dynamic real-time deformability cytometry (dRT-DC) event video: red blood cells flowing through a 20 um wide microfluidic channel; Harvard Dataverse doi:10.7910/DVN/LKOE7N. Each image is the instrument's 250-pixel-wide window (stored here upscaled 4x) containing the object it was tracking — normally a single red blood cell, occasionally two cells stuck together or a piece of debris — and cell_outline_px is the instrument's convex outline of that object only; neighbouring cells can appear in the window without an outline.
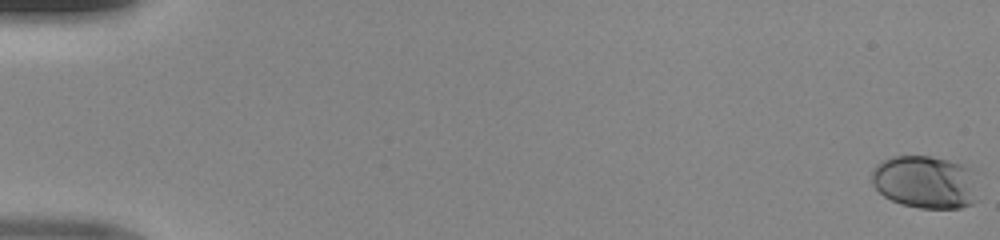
{"species": "human", "species_latin": "Homo sapiens", "temperature_condition": "room temperature", "stored_images_in_passage": 50, "camera_frame_rate_fps": 3000, "um_per_image_px": 0.085, "donor": {"sex": "male"}, "frame": {"image": 1, "passage_image": 1, "time_ms": 0.0, "image_size_px": [1000, 240], "cell_outline_px": [[976, 200], [972, 204], [960, 208], [920, 208], [900, 204], [884, 196], [872, 184], [872, 172], [876, 164], [892, 156], [932, 156], [948, 160], [960, 164], [968, 168]], "centroid_in_image_um": [78.56, 15.48], "position_along_channel_um": 6.4, "area_um2": 32.19}}
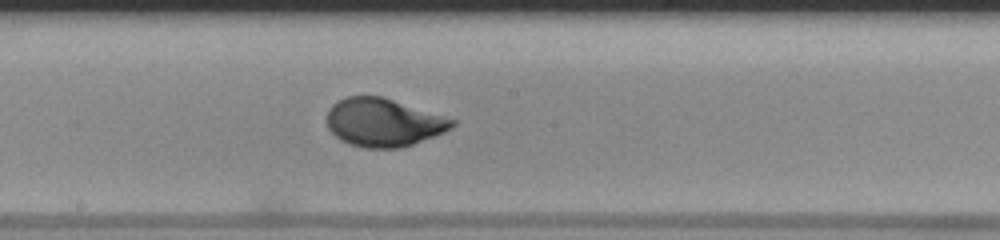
{"frame": {"image": 2, "passage_image": 29, "time_ms": 9.333, "image_size_px": [1000, 240], "cell_outline_px": [[456, 124], [452, 128], [444, 132], [412, 144], [400, 148], [364, 148], [340, 140], [328, 128], [328, 108], [336, 100], [348, 96], [384, 96], [456, 120]], "centroid_in_image_um": [32.59, 10.39], "position_along_channel_um": 215.6, "area_um2": 35.14}}
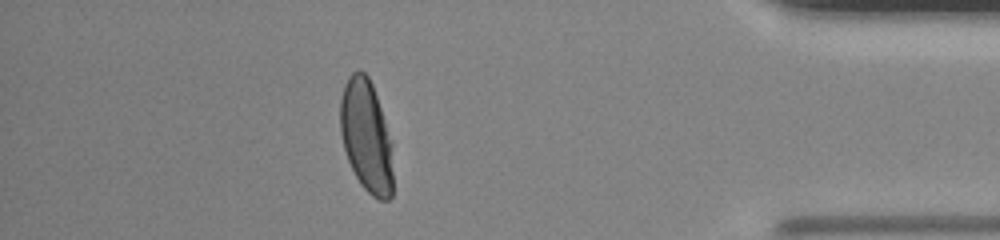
{"frame": {"image": 3, "passage_image": 45, "time_ms": 14.667, "image_size_px": [1000, 240], "cell_outline_px": [[392, 196], [388, 200], [380, 200], [372, 196], [360, 184], [348, 160], [344, 148], [340, 132], [340, 100], [344, 84], [348, 76], [352, 72], [360, 68], [368, 76], [372, 84], [384, 120], [388, 140], [392, 172]], "centroid_in_image_um": [31.08, 11.54], "position_along_channel_um": 404.1, "area_um2": 33.87}}